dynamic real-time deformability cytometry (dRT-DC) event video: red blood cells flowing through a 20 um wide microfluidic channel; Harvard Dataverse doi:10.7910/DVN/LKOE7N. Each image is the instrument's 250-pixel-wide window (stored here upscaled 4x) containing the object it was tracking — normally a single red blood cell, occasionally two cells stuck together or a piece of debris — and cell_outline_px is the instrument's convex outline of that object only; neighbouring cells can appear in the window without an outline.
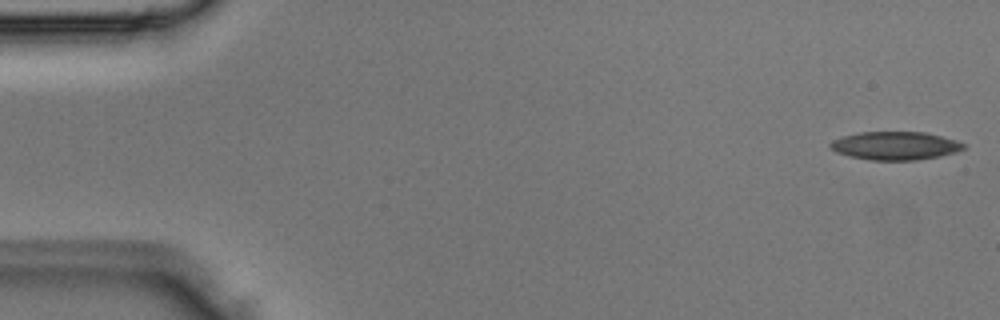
{"species": "Egyptian fruit bat (a non-hibernating species)", "species_latin": "Rousettus aegyptiacus", "temperature_condition": "room temperature", "stored_images_in_passage": 3, "camera_frame_rate_fps": 3000, "um_per_image_px": 0.085, "animal": {"sex": "male"}, "frame": {"image": 1, "passage_image": 1, "time_ms": 0.0, "image_size_px": [1000, 320], "cell_outline_px": [[968, 144], [964, 148], [956, 152], [940, 156], [916, 160], [872, 160], [848, 156], [836, 152], [828, 144], [832, 140], [840, 136], [860, 132], [924, 132], [956, 140]], "centroid_in_image_um": [76.08, 12.38], "position_along_channel_um": 8.9, "area_um2": 22.02}}